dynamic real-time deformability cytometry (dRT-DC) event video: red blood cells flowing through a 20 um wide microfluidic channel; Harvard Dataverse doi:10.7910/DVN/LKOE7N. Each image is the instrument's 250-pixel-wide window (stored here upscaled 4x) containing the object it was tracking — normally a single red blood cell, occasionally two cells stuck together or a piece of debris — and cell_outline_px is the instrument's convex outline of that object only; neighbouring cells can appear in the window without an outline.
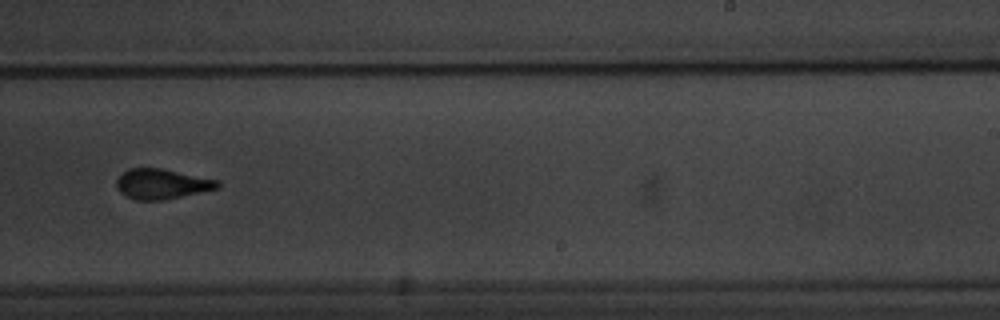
{"species": "common noctule bat (a hibernating species)", "species_latin": "Nyctalus noctula", "temperature_condition": "warm", "stored_images_in_passage": 10, "camera_frame_rate_fps": 3000, "um_per_image_px": 0.085, "animal": {"sex": "male", "body_mass_g": 20.1, "forearm_length_mm": 53.5}, "frame": {"image": 1, "passage_image": 10, "time_ms": 12.333, "image_size_px": [1000, 320], "cell_outline_px": [[220, 188], [164, 200], [136, 200], [124, 196], [116, 188], [116, 180], [128, 168], [160, 168], [220, 180]], "centroid_in_image_um": [13.76, 15.64], "position_along_channel_um": 275.2, "area_um2": 17.86}}